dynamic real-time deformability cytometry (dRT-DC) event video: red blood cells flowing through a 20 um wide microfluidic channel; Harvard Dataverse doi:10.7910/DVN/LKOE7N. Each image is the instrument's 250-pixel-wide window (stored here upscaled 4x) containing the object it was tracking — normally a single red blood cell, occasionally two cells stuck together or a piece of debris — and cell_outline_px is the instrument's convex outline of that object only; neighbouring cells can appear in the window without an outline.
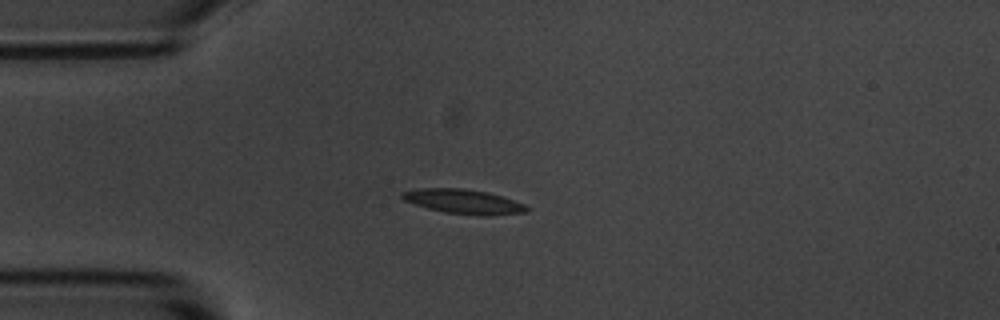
{"species": "common noctule bat (a hibernating species)", "species_latin": "Nyctalus noctula", "temperature_condition": "room temperature", "stored_images_in_passage": 14, "camera_frame_rate_fps": 3000, "um_per_image_px": 0.085, "animal": {"sex": "male", "body_mass_g": 20.1, "forearm_length_mm": 53.5}, "frame": {"image": 1, "passage_image": 3, "time_ms": 3.333, "image_size_px": [1000, 320], "cell_outline_px": [[528, 212], [484, 216], [480, 216], [444, 212], [428, 208], [404, 200], [400, 196], [400, 192], [420, 188], [460, 188], [488, 192], [524, 204], [528, 208]], "centroid_in_image_um": [39.38, 17.13], "position_along_channel_um": 45.6, "area_um2": 17.63}}
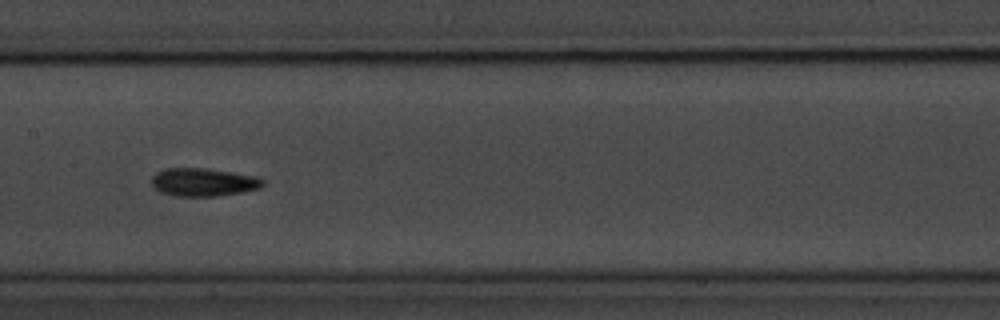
{"frame": {"image": 2, "passage_image": 7, "time_ms": 7.667, "image_size_px": [1000, 320], "cell_outline_px": [[264, 184], [260, 188], [240, 192], [216, 196], [176, 196], [160, 192], [152, 184], [152, 176], [156, 172], [164, 168], [204, 168], [232, 172], [256, 176], [264, 180]], "centroid_in_image_um": [17.27, 15.48], "position_along_channel_um": 190.1, "area_um2": 18.15}}
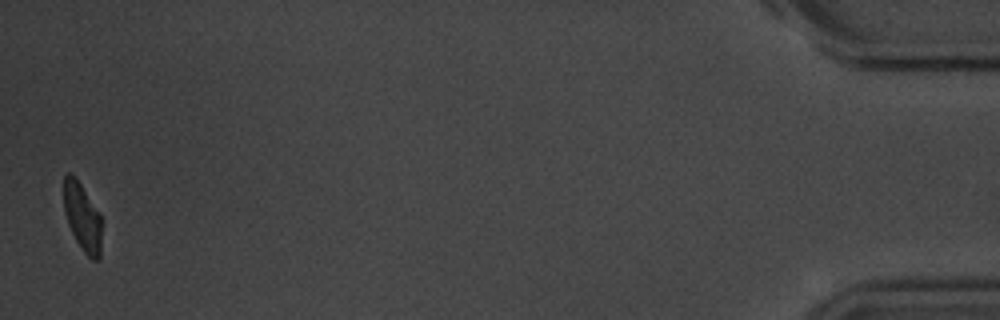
{"frame": {"image": 3, "passage_image": 14, "time_ms": 16.667, "image_size_px": [1000, 320], "cell_outline_px": [[100, 260], [92, 260], [84, 252], [76, 240], [68, 224], [64, 212], [64, 176], [68, 172], [80, 184], [100, 216]], "centroid_in_image_um": [6.98, 18.5], "position_along_channel_um": 428.2, "area_um2": 14.39}, "authors_computed_cell_mechanics": {"area_um2": 17.0799, "velocity_mm_per_s": 3.683, "shape_relaxation_time_tau1_ms": 3.6014, "shape_relaxation_time_tau2_ms": 4.8485, "deformation_change_tau1": 0.1058, "deformation_change_tau2": 0.1008}}